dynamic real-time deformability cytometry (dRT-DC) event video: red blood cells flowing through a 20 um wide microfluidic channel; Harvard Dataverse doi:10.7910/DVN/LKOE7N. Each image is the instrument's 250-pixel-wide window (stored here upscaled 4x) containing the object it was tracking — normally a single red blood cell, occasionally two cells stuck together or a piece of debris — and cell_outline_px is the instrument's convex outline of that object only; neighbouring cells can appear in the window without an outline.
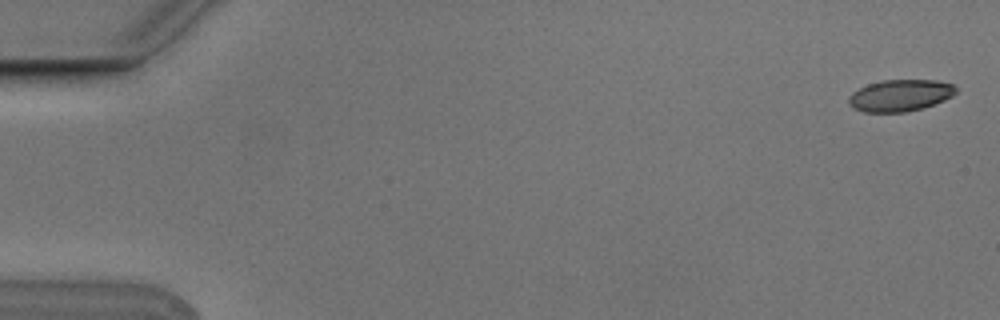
{"species": "Egyptian fruit bat (a non-hibernating species)", "species_latin": "Rousettus aegyptiacus", "temperature_condition": "cold", "stored_images_in_passage": 7, "camera_frame_rate_fps": 3000, "um_per_image_px": 0.085, "animal": {"sex": "male"}, "frame": {"image": 1, "passage_image": 1, "time_ms": 0.0, "image_size_px": [1000, 320], "cell_outline_px": [[956, 92], [952, 96], [944, 100], [920, 108], [904, 112], [864, 112], [852, 108], [848, 104], [848, 96], [852, 92], [868, 84], [880, 80], [936, 80], [952, 84], [956, 88]], "centroid_in_image_um": [76.46, 8.11], "position_along_channel_um": 8.5, "area_um2": 19.77}}